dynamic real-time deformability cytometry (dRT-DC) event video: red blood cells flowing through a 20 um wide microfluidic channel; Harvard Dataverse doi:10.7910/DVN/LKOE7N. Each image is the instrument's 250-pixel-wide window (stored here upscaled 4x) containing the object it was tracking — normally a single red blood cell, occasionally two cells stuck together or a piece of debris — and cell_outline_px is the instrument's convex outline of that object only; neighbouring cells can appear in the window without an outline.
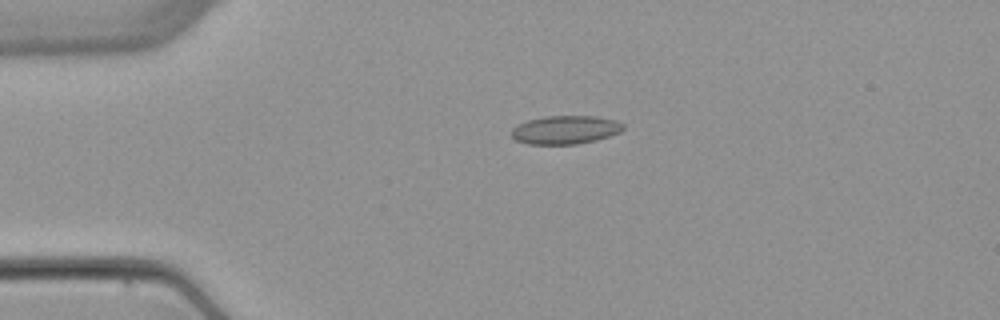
{"species": "common noctule bat (a hibernating species)", "species_latin": "Nyctalus noctula", "temperature_condition": "warm", "stored_images_in_passage": 1, "camera_frame_rate_fps": 3000, "um_per_image_px": 0.085, "animal": {"sex": "female", "body_mass_g": 22.7, "forearm_length_mm": 54.2}, "frame": {"image": 1, "passage_image": 1, "time_ms": 0.0, "image_size_px": [1000, 320], "cell_outline_px": [[624, 128], [620, 132], [596, 140], [576, 144], [528, 144], [516, 140], [512, 136], [512, 128], [528, 120], [544, 116], [596, 116], [616, 120], [624, 124]], "centroid_in_image_um": [48.07, 11.03], "position_along_channel_um": 36.9, "area_um2": 18.44}}